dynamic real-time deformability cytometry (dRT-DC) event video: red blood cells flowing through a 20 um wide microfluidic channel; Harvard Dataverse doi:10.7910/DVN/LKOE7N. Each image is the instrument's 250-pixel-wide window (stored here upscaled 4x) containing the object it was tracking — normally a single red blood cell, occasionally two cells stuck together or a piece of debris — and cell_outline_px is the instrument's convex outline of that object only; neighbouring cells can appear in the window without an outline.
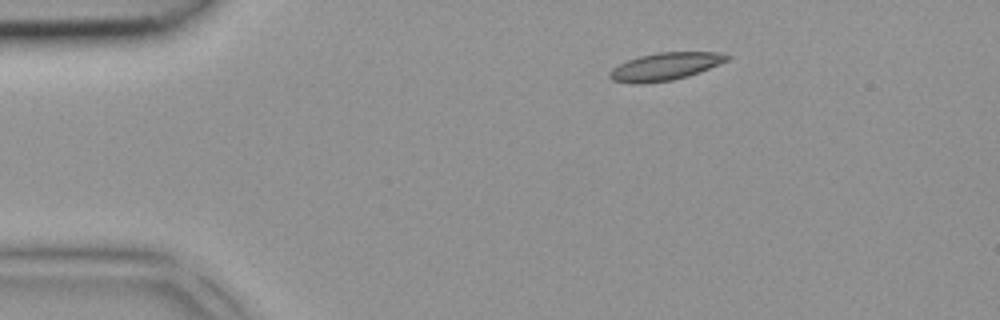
{"species": "common noctule bat (a hibernating species)", "species_latin": "Nyctalus noctula", "temperature_condition": "room temperature", "stored_images_in_passage": 2, "camera_frame_rate_fps": 3000, "um_per_image_px": 0.085, "animal": {"sex": "female", "body_mass_g": 18.4}, "frame": {"image": 1, "passage_image": 2, "time_ms": 0.333, "image_size_px": [1000, 320], "cell_outline_px": [[732, 56], [728, 60], [688, 76], [672, 80], [644, 84], [632, 84], [612, 80], [608, 76], [608, 72], [612, 68], [628, 60], [640, 56], [656, 52], [720, 52]], "centroid_in_image_um": [56.5, 5.66], "position_along_channel_um": 28.5, "area_um2": 18.9}}